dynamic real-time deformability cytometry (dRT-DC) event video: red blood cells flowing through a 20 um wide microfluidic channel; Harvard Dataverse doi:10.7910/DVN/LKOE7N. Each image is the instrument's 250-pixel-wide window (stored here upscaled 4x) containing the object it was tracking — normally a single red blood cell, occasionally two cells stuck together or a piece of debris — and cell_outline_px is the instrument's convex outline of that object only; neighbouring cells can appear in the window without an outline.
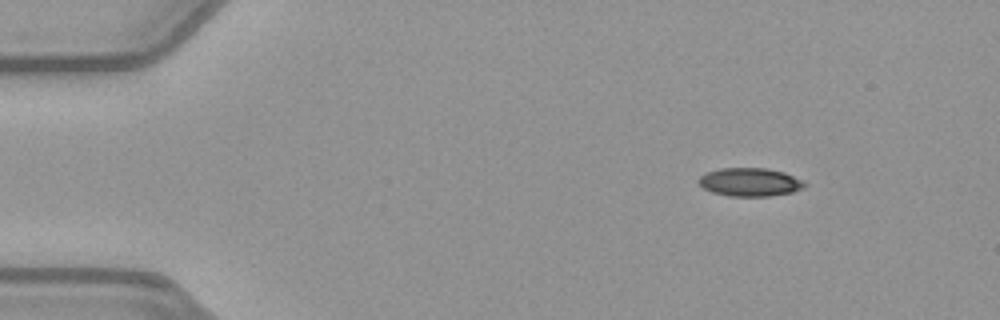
{"species": "common noctule bat (a hibernating species)", "species_latin": "Nyctalus noctula", "temperature_condition": "warm", "stored_images_in_passage": 46, "camera_frame_rate_fps": 3000, "um_per_image_px": 0.085, "animal": {"sex": "female", "body_mass_g": 21.9}, "frame": {"image": 1, "passage_image": 1, "time_ms": 0.0, "image_size_px": [1000, 320], "cell_outline_px": [[808, 184], [804, 188], [792, 192], [768, 196], [728, 196], [712, 192], [704, 188], [696, 180], [704, 172], [720, 168], [764, 168], [784, 172], [804, 180]], "centroid_in_image_um": [63.74, 15.47], "position_along_channel_um": 21.3, "area_um2": 17.69}}
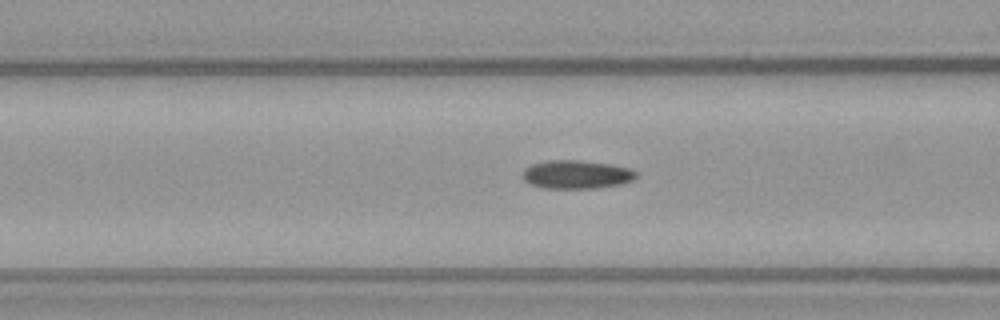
{"frame": {"image": 2, "passage_image": 15, "time_ms": 4.667, "image_size_px": [1000, 320], "cell_outline_px": [[636, 176], [632, 180], [620, 184], [596, 188], [540, 188], [528, 184], [520, 176], [524, 168], [532, 164], [548, 160], [580, 160], [612, 164], [628, 168], [636, 172]], "centroid_in_image_um": [48.93, 14.83], "position_along_channel_um": 117.7, "area_um2": 19.02}}
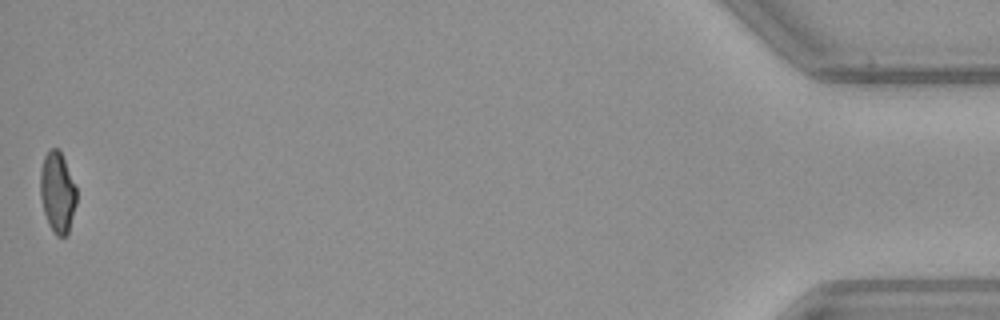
{"frame": {"image": 3, "passage_image": 46, "time_ms": 15.0, "image_size_px": [1000, 320], "cell_outline_px": [[76, 204], [68, 232], [64, 236], [56, 236], [48, 224], [44, 212], [40, 196], [40, 172], [44, 156], [52, 148], [60, 148], [76, 188]], "centroid_in_image_um": [4.87, 16.33], "position_along_channel_um": 430.3, "area_um2": 16.99}, "authors_computed_cell_mechanics": {"area_um2": 18.4671, "velocity_mm_per_s": 3.9831, "shape_relaxation_time_tau1_ms": null, "shape_relaxation_time_tau2_ms": 3.2696, "deformation_change_tau1": null, "deformation_change_tau2": 0.0956}}